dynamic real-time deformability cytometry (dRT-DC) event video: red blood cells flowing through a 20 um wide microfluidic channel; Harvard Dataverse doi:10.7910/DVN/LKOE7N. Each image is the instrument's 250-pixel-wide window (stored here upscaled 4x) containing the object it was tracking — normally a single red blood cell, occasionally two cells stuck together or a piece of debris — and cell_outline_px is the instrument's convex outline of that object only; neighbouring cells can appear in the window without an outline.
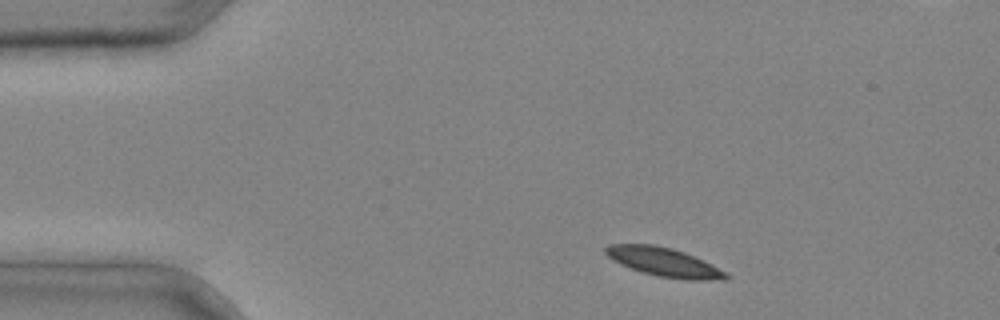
{"species": "common noctule bat (a hibernating species)", "species_latin": "Nyctalus noctula", "temperature_condition": "cold", "stored_images_in_passage": 3, "camera_frame_rate_fps": 3000, "um_per_image_px": 0.085, "animal": {"sex": "male", "body_mass_g": 20.4}, "frame": {"image": 1, "passage_image": 1, "time_ms": 0.0, "image_size_px": [1000, 320], "cell_outline_px": [[728, 280], [688, 280], [660, 276], [644, 272], [620, 264], [612, 260], [604, 252], [604, 248], [608, 244], [652, 244], [672, 248], [684, 252], [724, 272], [728, 276]], "centroid_in_image_um": [56.37, 22.27], "position_along_channel_um": 28.6, "area_um2": 19.71}}